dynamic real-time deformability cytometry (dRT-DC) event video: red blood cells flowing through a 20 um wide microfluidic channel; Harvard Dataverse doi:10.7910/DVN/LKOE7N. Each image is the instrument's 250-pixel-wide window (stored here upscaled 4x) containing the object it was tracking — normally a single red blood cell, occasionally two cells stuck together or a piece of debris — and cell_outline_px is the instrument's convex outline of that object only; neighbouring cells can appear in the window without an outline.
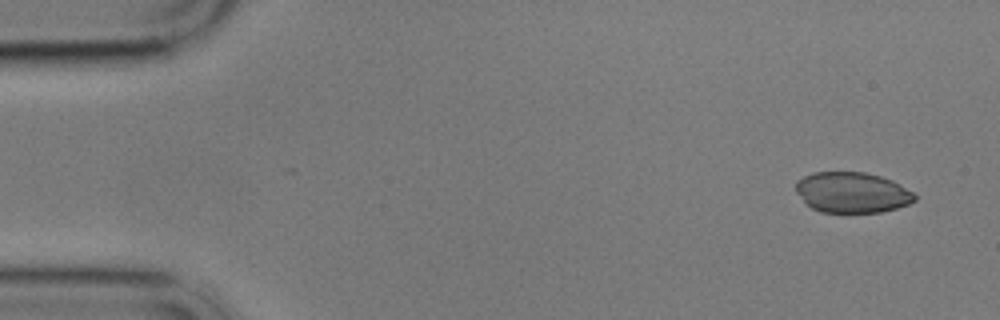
{"species": "common noctule bat (a hibernating species)", "species_latin": "Nyctalus noctula", "temperature_condition": "cold", "stored_images_in_passage": 6, "camera_frame_rate_fps": 3000, "um_per_image_px": 0.085, "animal": {"sex": "male", "body_mass_g": 17.9}, "frame": {"image": 1, "passage_image": 1, "time_ms": 0.0, "image_size_px": [1000, 320], "cell_outline_px": [[916, 200], [908, 204], [896, 208], [880, 212], [820, 212], [812, 208], [796, 192], [796, 180], [812, 172], [864, 172], [880, 176], [892, 180], [900, 184], [912, 192], [916, 196]], "centroid_in_image_um": [72.42, 16.35], "position_along_channel_um": 12.6, "area_um2": 28.03}}
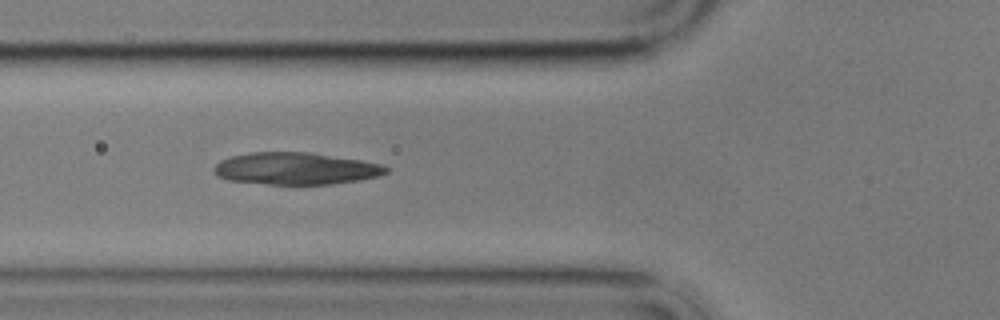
{"frame": {"image": 2, "passage_image": 5, "time_ms": 5.667, "image_size_px": [1000, 320], "cell_outline_px": [[388, 172], [380, 176], [360, 180], [332, 184], [268, 184], [228, 180], [216, 176], [212, 168], [220, 160], [232, 156], [252, 152], [308, 152], [360, 160], [384, 164], [388, 168]], "centroid_in_image_um": [25.14, 14.33], "position_along_channel_um": 100.7, "area_um2": 32.25}}